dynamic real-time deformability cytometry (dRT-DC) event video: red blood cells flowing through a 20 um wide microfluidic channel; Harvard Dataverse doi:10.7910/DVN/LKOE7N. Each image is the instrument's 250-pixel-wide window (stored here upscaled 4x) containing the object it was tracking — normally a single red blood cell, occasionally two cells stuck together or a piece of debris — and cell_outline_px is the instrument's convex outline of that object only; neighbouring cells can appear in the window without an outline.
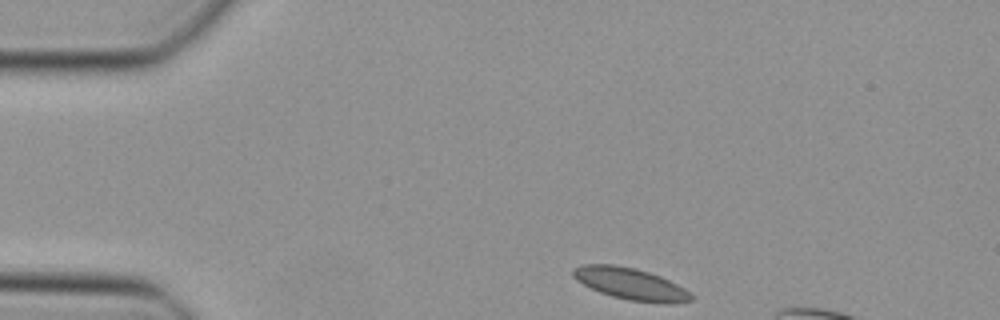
{"species": "Egyptian fruit bat (a non-hibernating species)", "species_latin": "Rousettus aegyptiacus", "temperature_condition": "cold", "stored_images_in_passage": 7, "camera_frame_rate_fps": 3000, "um_per_image_px": 0.085, "animal": {"sex": "female"}, "frame": {"image": 1, "passage_image": 1, "time_ms": 0.0, "image_size_px": [1000, 320], "cell_outline_px": [[692, 300], [672, 304], [668, 304], [628, 300], [612, 296], [600, 292], [576, 280], [572, 276], [572, 268], [580, 264], [612, 264], [632, 268], [648, 272], [660, 276], [684, 288], [692, 296]], "centroid_in_image_um": [53.56, 24.12], "position_along_channel_um": 31.4, "area_um2": 21.68}}